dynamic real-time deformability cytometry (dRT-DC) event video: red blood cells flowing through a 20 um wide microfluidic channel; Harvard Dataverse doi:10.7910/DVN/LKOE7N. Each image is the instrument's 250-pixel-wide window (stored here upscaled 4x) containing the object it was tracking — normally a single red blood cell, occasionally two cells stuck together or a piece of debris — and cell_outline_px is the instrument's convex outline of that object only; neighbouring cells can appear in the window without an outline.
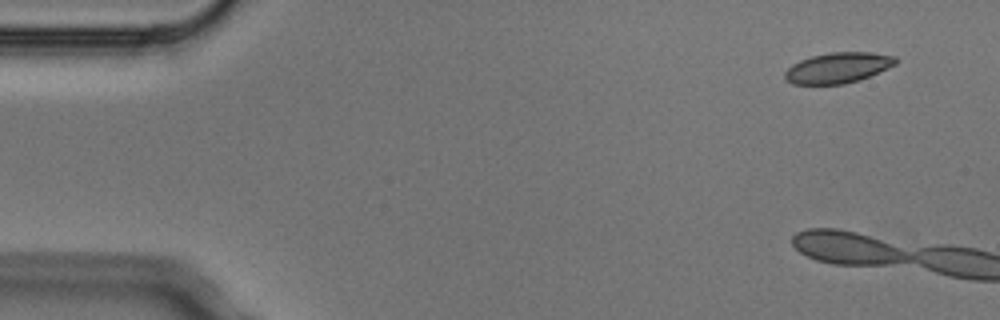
{"species": "Egyptian fruit bat (a non-hibernating species)", "species_latin": "Rousettus aegyptiacus", "temperature_condition": "cold", "stored_images_in_passage": 2, "camera_frame_rate_fps": 3000, "um_per_image_px": 0.085, "animal": {"sex": "male"}, "frame": {"image": 1, "passage_image": 1, "time_ms": 0.0, "image_size_px": [1000, 320], "cell_outline_px": [[896, 64], [888, 68], [860, 80], [844, 84], [792, 84], [784, 80], [784, 72], [792, 64], [800, 60], [812, 56], [828, 52], [872, 52], [896, 56]], "centroid_in_image_um": [71.21, 5.76], "position_along_channel_um": 13.8, "area_um2": 19.88}}